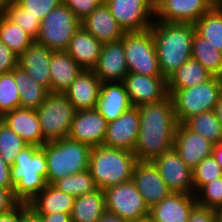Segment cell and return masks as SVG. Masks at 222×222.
Here are the masks:
<instances>
[{
    "label": "cell",
    "instance_id": "cell-1",
    "mask_svg": "<svg viewBox=\"0 0 222 222\" xmlns=\"http://www.w3.org/2000/svg\"><path fill=\"white\" fill-rule=\"evenodd\" d=\"M140 129L133 153L139 162H152L174 147L177 120L171 97L137 107Z\"/></svg>",
    "mask_w": 222,
    "mask_h": 222
},
{
    "label": "cell",
    "instance_id": "cell-2",
    "mask_svg": "<svg viewBox=\"0 0 222 222\" xmlns=\"http://www.w3.org/2000/svg\"><path fill=\"white\" fill-rule=\"evenodd\" d=\"M153 34L160 71L166 79L191 58L195 27L192 23L154 20Z\"/></svg>",
    "mask_w": 222,
    "mask_h": 222
},
{
    "label": "cell",
    "instance_id": "cell-3",
    "mask_svg": "<svg viewBox=\"0 0 222 222\" xmlns=\"http://www.w3.org/2000/svg\"><path fill=\"white\" fill-rule=\"evenodd\" d=\"M14 197L19 203L28 204L47 185V160L42 147L25 146L11 166Z\"/></svg>",
    "mask_w": 222,
    "mask_h": 222
},
{
    "label": "cell",
    "instance_id": "cell-4",
    "mask_svg": "<svg viewBox=\"0 0 222 222\" xmlns=\"http://www.w3.org/2000/svg\"><path fill=\"white\" fill-rule=\"evenodd\" d=\"M133 152L103 145L90 152L89 171L98 189H106L129 181L137 163Z\"/></svg>",
    "mask_w": 222,
    "mask_h": 222
},
{
    "label": "cell",
    "instance_id": "cell-5",
    "mask_svg": "<svg viewBox=\"0 0 222 222\" xmlns=\"http://www.w3.org/2000/svg\"><path fill=\"white\" fill-rule=\"evenodd\" d=\"M42 148L47 160V184L55 180L84 171L89 167L91 147L63 138L46 142Z\"/></svg>",
    "mask_w": 222,
    "mask_h": 222
},
{
    "label": "cell",
    "instance_id": "cell-6",
    "mask_svg": "<svg viewBox=\"0 0 222 222\" xmlns=\"http://www.w3.org/2000/svg\"><path fill=\"white\" fill-rule=\"evenodd\" d=\"M167 90L177 123H184L191 116L215 109L222 95V79L219 76H212L194 87Z\"/></svg>",
    "mask_w": 222,
    "mask_h": 222
},
{
    "label": "cell",
    "instance_id": "cell-7",
    "mask_svg": "<svg viewBox=\"0 0 222 222\" xmlns=\"http://www.w3.org/2000/svg\"><path fill=\"white\" fill-rule=\"evenodd\" d=\"M36 112L46 142L68 138L76 110L65 93L48 92Z\"/></svg>",
    "mask_w": 222,
    "mask_h": 222
},
{
    "label": "cell",
    "instance_id": "cell-8",
    "mask_svg": "<svg viewBox=\"0 0 222 222\" xmlns=\"http://www.w3.org/2000/svg\"><path fill=\"white\" fill-rule=\"evenodd\" d=\"M81 21L61 3L41 21L35 42L52 51H66Z\"/></svg>",
    "mask_w": 222,
    "mask_h": 222
},
{
    "label": "cell",
    "instance_id": "cell-9",
    "mask_svg": "<svg viewBox=\"0 0 222 222\" xmlns=\"http://www.w3.org/2000/svg\"><path fill=\"white\" fill-rule=\"evenodd\" d=\"M123 44L128 72L147 76H163L150 29L125 32Z\"/></svg>",
    "mask_w": 222,
    "mask_h": 222
},
{
    "label": "cell",
    "instance_id": "cell-10",
    "mask_svg": "<svg viewBox=\"0 0 222 222\" xmlns=\"http://www.w3.org/2000/svg\"><path fill=\"white\" fill-rule=\"evenodd\" d=\"M103 191L107 212L118 215L128 222L149 217V208L132 179Z\"/></svg>",
    "mask_w": 222,
    "mask_h": 222
},
{
    "label": "cell",
    "instance_id": "cell-11",
    "mask_svg": "<svg viewBox=\"0 0 222 222\" xmlns=\"http://www.w3.org/2000/svg\"><path fill=\"white\" fill-rule=\"evenodd\" d=\"M106 5L125 32L148 30L155 20L154 0H108Z\"/></svg>",
    "mask_w": 222,
    "mask_h": 222
},
{
    "label": "cell",
    "instance_id": "cell-12",
    "mask_svg": "<svg viewBox=\"0 0 222 222\" xmlns=\"http://www.w3.org/2000/svg\"><path fill=\"white\" fill-rule=\"evenodd\" d=\"M173 193L195 194L192 170L173 148L152 161Z\"/></svg>",
    "mask_w": 222,
    "mask_h": 222
},
{
    "label": "cell",
    "instance_id": "cell-13",
    "mask_svg": "<svg viewBox=\"0 0 222 222\" xmlns=\"http://www.w3.org/2000/svg\"><path fill=\"white\" fill-rule=\"evenodd\" d=\"M155 20L194 24L215 5L214 0H155ZM158 17V19H157Z\"/></svg>",
    "mask_w": 222,
    "mask_h": 222
},
{
    "label": "cell",
    "instance_id": "cell-14",
    "mask_svg": "<svg viewBox=\"0 0 222 222\" xmlns=\"http://www.w3.org/2000/svg\"><path fill=\"white\" fill-rule=\"evenodd\" d=\"M132 106L161 102L169 94L167 79L163 76H147L129 72L123 80Z\"/></svg>",
    "mask_w": 222,
    "mask_h": 222
},
{
    "label": "cell",
    "instance_id": "cell-15",
    "mask_svg": "<svg viewBox=\"0 0 222 222\" xmlns=\"http://www.w3.org/2000/svg\"><path fill=\"white\" fill-rule=\"evenodd\" d=\"M108 122L95 109L76 111L72 120L69 139L91 148L103 145Z\"/></svg>",
    "mask_w": 222,
    "mask_h": 222
},
{
    "label": "cell",
    "instance_id": "cell-16",
    "mask_svg": "<svg viewBox=\"0 0 222 222\" xmlns=\"http://www.w3.org/2000/svg\"><path fill=\"white\" fill-rule=\"evenodd\" d=\"M139 129V110L133 106L123 112L116 120L108 123L103 146L133 152Z\"/></svg>",
    "mask_w": 222,
    "mask_h": 222
},
{
    "label": "cell",
    "instance_id": "cell-17",
    "mask_svg": "<svg viewBox=\"0 0 222 222\" xmlns=\"http://www.w3.org/2000/svg\"><path fill=\"white\" fill-rule=\"evenodd\" d=\"M102 83L123 82L128 72L123 38L102 44L96 66L92 70Z\"/></svg>",
    "mask_w": 222,
    "mask_h": 222
},
{
    "label": "cell",
    "instance_id": "cell-18",
    "mask_svg": "<svg viewBox=\"0 0 222 222\" xmlns=\"http://www.w3.org/2000/svg\"><path fill=\"white\" fill-rule=\"evenodd\" d=\"M214 144L178 123L175 130L174 149L185 164L193 170L204 158L212 155Z\"/></svg>",
    "mask_w": 222,
    "mask_h": 222
},
{
    "label": "cell",
    "instance_id": "cell-19",
    "mask_svg": "<svg viewBox=\"0 0 222 222\" xmlns=\"http://www.w3.org/2000/svg\"><path fill=\"white\" fill-rule=\"evenodd\" d=\"M132 180L149 209L171 193L152 162L138 161L133 169Z\"/></svg>",
    "mask_w": 222,
    "mask_h": 222
},
{
    "label": "cell",
    "instance_id": "cell-20",
    "mask_svg": "<svg viewBox=\"0 0 222 222\" xmlns=\"http://www.w3.org/2000/svg\"><path fill=\"white\" fill-rule=\"evenodd\" d=\"M1 118L2 122L28 145L42 147L46 143L36 110L18 107L5 113Z\"/></svg>",
    "mask_w": 222,
    "mask_h": 222
},
{
    "label": "cell",
    "instance_id": "cell-21",
    "mask_svg": "<svg viewBox=\"0 0 222 222\" xmlns=\"http://www.w3.org/2000/svg\"><path fill=\"white\" fill-rule=\"evenodd\" d=\"M196 203L195 194L171 192L149 209V218L152 222H187Z\"/></svg>",
    "mask_w": 222,
    "mask_h": 222
},
{
    "label": "cell",
    "instance_id": "cell-22",
    "mask_svg": "<svg viewBox=\"0 0 222 222\" xmlns=\"http://www.w3.org/2000/svg\"><path fill=\"white\" fill-rule=\"evenodd\" d=\"M81 26L102 44L118 41L125 34L106 4H100L81 20Z\"/></svg>",
    "mask_w": 222,
    "mask_h": 222
},
{
    "label": "cell",
    "instance_id": "cell-23",
    "mask_svg": "<svg viewBox=\"0 0 222 222\" xmlns=\"http://www.w3.org/2000/svg\"><path fill=\"white\" fill-rule=\"evenodd\" d=\"M53 51L34 42L19 57L18 66L50 92V60Z\"/></svg>",
    "mask_w": 222,
    "mask_h": 222
},
{
    "label": "cell",
    "instance_id": "cell-24",
    "mask_svg": "<svg viewBox=\"0 0 222 222\" xmlns=\"http://www.w3.org/2000/svg\"><path fill=\"white\" fill-rule=\"evenodd\" d=\"M102 82L92 70H82L65 92L76 111L95 109Z\"/></svg>",
    "mask_w": 222,
    "mask_h": 222
},
{
    "label": "cell",
    "instance_id": "cell-25",
    "mask_svg": "<svg viewBox=\"0 0 222 222\" xmlns=\"http://www.w3.org/2000/svg\"><path fill=\"white\" fill-rule=\"evenodd\" d=\"M132 106L123 82H104L101 85L96 109L109 123Z\"/></svg>",
    "mask_w": 222,
    "mask_h": 222
},
{
    "label": "cell",
    "instance_id": "cell-26",
    "mask_svg": "<svg viewBox=\"0 0 222 222\" xmlns=\"http://www.w3.org/2000/svg\"><path fill=\"white\" fill-rule=\"evenodd\" d=\"M101 48L102 43L80 26L73 35L66 52L83 70H93Z\"/></svg>",
    "mask_w": 222,
    "mask_h": 222
},
{
    "label": "cell",
    "instance_id": "cell-27",
    "mask_svg": "<svg viewBox=\"0 0 222 222\" xmlns=\"http://www.w3.org/2000/svg\"><path fill=\"white\" fill-rule=\"evenodd\" d=\"M49 70L50 92L65 93L83 69L66 51H53Z\"/></svg>",
    "mask_w": 222,
    "mask_h": 222
},
{
    "label": "cell",
    "instance_id": "cell-28",
    "mask_svg": "<svg viewBox=\"0 0 222 222\" xmlns=\"http://www.w3.org/2000/svg\"><path fill=\"white\" fill-rule=\"evenodd\" d=\"M74 199L72 195L58 190L52 184H47L45 188L28 203V206L35 214L58 212L71 214Z\"/></svg>",
    "mask_w": 222,
    "mask_h": 222
},
{
    "label": "cell",
    "instance_id": "cell-29",
    "mask_svg": "<svg viewBox=\"0 0 222 222\" xmlns=\"http://www.w3.org/2000/svg\"><path fill=\"white\" fill-rule=\"evenodd\" d=\"M105 212V194L102 189H98L75 197L71 222H97Z\"/></svg>",
    "mask_w": 222,
    "mask_h": 222
},
{
    "label": "cell",
    "instance_id": "cell-30",
    "mask_svg": "<svg viewBox=\"0 0 222 222\" xmlns=\"http://www.w3.org/2000/svg\"><path fill=\"white\" fill-rule=\"evenodd\" d=\"M11 73L20 91V107L37 110L44 102L48 91L18 65Z\"/></svg>",
    "mask_w": 222,
    "mask_h": 222
},
{
    "label": "cell",
    "instance_id": "cell-31",
    "mask_svg": "<svg viewBox=\"0 0 222 222\" xmlns=\"http://www.w3.org/2000/svg\"><path fill=\"white\" fill-rule=\"evenodd\" d=\"M212 76L197 60L190 58L167 78V89L194 87Z\"/></svg>",
    "mask_w": 222,
    "mask_h": 222
},
{
    "label": "cell",
    "instance_id": "cell-32",
    "mask_svg": "<svg viewBox=\"0 0 222 222\" xmlns=\"http://www.w3.org/2000/svg\"><path fill=\"white\" fill-rule=\"evenodd\" d=\"M196 33L206 39L212 47L222 51V4H216L195 23Z\"/></svg>",
    "mask_w": 222,
    "mask_h": 222
},
{
    "label": "cell",
    "instance_id": "cell-33",
    "mask_svg": "<svg viewBox=\"0 0 222 222\" xmlns=\"http://www.w3.org/2000/svg\"><path fill=\"white\" fill-rule=\"evenodd\" d=\"M191 58L197 60L213 76L222 77V51L212 47L196 32L192 41Z\"/></svg>",
    "mask_w": 222,
    "mask_h": 222
},
{
    "label": "cell",
    "instance_id": "cell-34",
    "mask_svg": "<svg viewBox=\"0 0 222 222\" xmlns=\"http://www.w3.org/2000/svg\"><path fill=\"white\" fill-rule=\"evenodd\" d=\"M183 124L214 145L222 142V125L217 119L214 110L191 116Z\"/></svg>",
    "mask_w": 222,
    "mask_h": 222
},
{
    "label": "cell",
    "instance_id": "cell-35",
    "mask_svg": "<svg viewBox=\"0 0 222 222\" xmlns=\"http://www.w3.org/2000/svg\"><path fill=\"white\" fill-rule=\"evenodd\" d=\"M0 40L19 57L35 40L0 12Z\"/></svg>",
    "mask_w": 222,
    "mask_h": 222
},
{
    "label": "cell",
    "instance_id": "cell-36",
    "mask_svg": "<svg viewBox=\"0 0 222 222\" xmlns=\"http://www.w3.org/2000/svg\"><path fill=\"white\" fill-rule=\"evenodd\" d=\"M52 185L74 198L98 190L89 169L55 180Z\"/></svg>",
    "mask_w": 222,
    "mask_h": 222
},
{
    "label": "cell",
    "instance_id": "cell-37",
    "mask_svg": "<svg viewBox=\"0 0 222 222\" xmlns=\"http://www.w3.org/2000/svg\"><path fill=\"white\" fill-rule=\"evenodd\" d=\"M12 23L17 24L34 40L38 36L41 20L27 13L14 0H10L1 11Z\"/></svg>",
    "mask_w": 222,
    "mask_h": 222
},
{
    "label": "cell",
    "instance_id": "cell-38",
    "mask_svg": "<svg viewBox=\"0 0 222 222\" xmlns=\"http://www.w3.org/2000/svg\"><path fill=\"white\" fill-rule=\"evenodd\" d=\"M28 144L5 123H0V156L12 166L17 154Z\"/></svg>",
    "mask_w": 222,
    "mask_h": 222
},
{
    "label": "cell",
    "instance_id": "cell-39",
    "mask_svg": "<svg viewBox=\"0 0 222 222\" xmlns=\"http://www.w3.org/2000/svg\"><path fill=\"white\" fill-rule=\"evenodd\" d=\"M20 91L13 74H0V116L20 107Z\"/></svg>",
    "mask_w": 222,
    "mask_h": 222
},
{
    "label": "cell",
    "instance_id": "cell-40",
    "mask_svg": "<svg viewBox=\"0 0 222 222\" xmlns=\"http://www.w3.org/2000/svg\"><path fill=\"white\" fill-rule=\"evenodd\" d=\"M194 191L222 177V169L213 155L204 158L193 170Z\"/></svg>",
    "mask_w": 222,
    "mask_h": 222
},
{
    "label": "cell",
    "instance_id": "cell-41",
    "mask_svg": "<svg viewBox=\"0 0 222 222\" xmlns=\"http://www.w3.org/2000/svg\"><path fill=\"white\" fill-rule=\"evenodd\" d=\"M195 194L196 202L200 205L212 209L222 207V177L203 185Z\"/></svg>",
    "mask_w": 222,
    "mask_h": 222
},
{
    "label": "cell",
    "instance_id": "cell-42",
    "mask_svg": "<svg viewBox=\"0 0 222 222\" xmlns=\"http://www.w3.org/2000/svg\"><path fill=\"white\" fill-rule=\"evenodd\" d=\"M19 6L27 10L28 14L38 17L41 21L46 15L63 3V0H14Z\"/></svg>",
    "mask_w": 222,
    "mask_h": 222
},
{
    "label": "cell",
    "instance_id": "cell-43",
    "mask_svg": "<svg viewBox=\"0 0 222 222\" xmlns=\"http://www.w3.org/2000/svg\"><path fill=\"white\" fill-rule=\"evenodd\" d=\"M63 3L80 21L87 15H90L100 5L98 0H63Z\"/></svg>",
    "mask_w": 222,
    "mask_h": 222
},
{
    "label": "cell",
    "instance_id": "cell-44",
    "mask_svg": "<svg viewBox=\"0 0 222 222\" xmlns=\"http://www.w3.org/2000/svg\"><path fill=\"white\" fill-rule=\"evenodd\" d=\"M18 65V57L0 40V74L10 73Z\"/></svg>",
    "mask_w": 222,
    "mask_h": 222
},
{
    "label": "cell",
    "instance_id": "cell-45",
    "mask_svg": "<svg viewBox=\"0 0 222 222\" xmlns=\"http://www.w3.org/2000/svg\"><path fill=\"white\" fill-rule=\"evenodd\" d=\"M187 222H216V209L196 203L190 211Z\"/></svg>",
    "mask_w": 222,
    "mask_h": 222
},
{
    "label": "cell",
    "instance_id": "cell-46",
    "mask_svg": "<svg viewBox=\"0 0 222 222\" xmlns=\"http://www.w3.org/2000/svg\"><path fill=\"white\" fill-rule=\"evenodd\" d=\"M18 204L19 202L15 199L11 190L0 187V214L11 211Z\"/></svg>",
    "mask_w": 222,
    "mask_h": 222
},
{
    "label": "cell",
    "instance_id": "cell-47",
    "mask_svg": "<svg viewBox=\"0 0 222 222\" xmlns=\"http://www.w3.org/2000/svg\"><path fill=\"white\" fill-rule=\"evenodd\" d=\"M11 166H9L0 156V187L14 191V186L11 182Z\"/></svg>",
    "mask_w": 222,
    "mask_h": 222
},
{
    "label": "cell",
    "instance_id": "cell-48",
    "mask_svg": "<svg viewBox=\"0 0 222 222\" xmlns=\"http://www.w3.org/2000/svg\"><path fill=\"white\" fill-rule=\"evenodd\" d=\"M22 218V203H19L11 211L0 214V222H20Z\"/></svg>",
    "mask_w": 222,
    "mask_h": 222
},
{
    "label": "cell",
    "instance_id": "cell-49",
    "mask_svg": "<svg viewBox=\"0 0 222 222\" xmlns=\"http://www.w3.org/2000/svg\"><path fill=\"white\" fill-rule=\"evenodd\" d=\"M40 216L42 222H71V214L67 213H51V214H36Z\"/></svg>",
    "mask_w": 222,
    "mask_h": 222
},
{
    "label": "cell",
    "instance_id": "cell-50",
    "mask_svg": "<svg viewBox=\"0 0 222 222\" xmlns=\"http://www.w3.org/2000/svg\"><path fill=\"white\" fill-rule=\"evenodd\" d=\"M20 222H42L40 216L36 215L26 203H22V218Z\"/></svg>",
    "mask_w": 222,
    "mask_h": 222
},
{
    "label": "cell",
    "instance_id": "cell-51",
    "mask_svg": "<svg viewBox=\"0 0 222 222\" xmlns=\"http://www.w3.org/2000/svg\"><path fill=\"white\" fill-rule=\"evenodd\" d=\"M97 222H128V221L122 219L118 215H114L106 211Z\"/></svg>",
    "mask_w": 222,
    "mask_h": 222
},
{
    "label": "cell",
    "instance_id": "cell-52",
    "mask_svg": "<svg viewBox=\"0 0 222 222\" xmlns=\"http://www.w3.org/2000/svg\"><path fill=\"white\" fill-rule=\"evenodd\" d=\"M212 155L222 169V142L213 146Z\"/></svg>",
    "mask_w": 222,
    "mask_h": 222
},
{
    "label": "cell",
    "instance_id": "cell-53",
    "mask_svg": "<svg viewBox=\"0 0 222 222\" xmlns=\"http://www.w3.org/2000/svg\"><path fill=\"white\" fill-rule=\"evenodd\" d=\"M214 112L216 114L217 119L222 125V95L219 97V100L215 106Z\"/></svg>",
    "mask_w": 222,
    "mask_h": 222
},
{
    "label": "cell",
    "instance_id": "cell-54",
    "mask_svg": "<svg viewBox=\"0 0 222 222\" xmlns=\"http://www.w3.org/2000/svg\"><path fill=\"white\" fill-rule=\"evenodd\" d=\"M216 222H222V207L216 209Z\"/></svg>",
    "mask_w": 222,
    "mask_h": 222
},
{
    "label": "cell",
    "instance_id": "cell-55",
    "mask_svg": "<svg viewBox=\"0 0 222 222\" xmlns=\"http://www.w3.org/2000/svg\"><path fill=\"white\" fill-rule=\"evenodd\" d=\"M10 0H0V12L3 10V7L9 2Z\"/></svg>",
    "mask_w": 222,
    "mask_h": 222
},
{
    "label": "cell",
    "instance_id": "cell-56",
    "mask_svg": "<svg viewBox=\"0 0 222 222\" xmlns=\"http://www.w3.org/2000/svg\"><path fill=\"white\" fill-rule=\"evenodd\" d=\"M135 222H152V220L149 217H147V218H144V219H141V220H137Z\"/></svg>",
    "mask_w": 222,
    "mask_h": 222
},
{
    "label": "cell",
    "instance_id": "cell-57",
    "mask_svg": "<svg viewBox=\"0 0 222 222\" xmlns=\"http://www.w3.org/2000/svg\"><path fill=\"white\" fill-rule=\"evenodd\" d=\"M100 2V4H106L108 2V0H98Z\"/></svg>",
    "mask_w": 222,
    "mask_h": 222
},
{
    "label": "cell",
    "instance_id": "cell-58",
    "mask_svg": "<svg viewBox=\"0 0 222 222\" xmlns=\"http://www.w3.org/2000/svg\"><path fill=\"white\" fill-rule=\"evenodd\" d=\"M216 4H222V0H214Z\"/></svg>",
    "mask_w": 222,
    "mask_h": 222
}]
</instances>
